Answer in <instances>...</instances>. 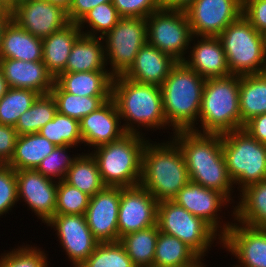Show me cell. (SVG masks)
Here are the masks:
<instances>
[{"label":"cell","instance_id":"1","mask_svg":"<svg viewBox=\"0 0 266 267\" xmlns=\"http://www.w3.org/2000/svg\"><path fill=\"white\" fill-rule=\"evenodd\" d=\"M173 134L171 139L183 154L190 181L219 191L234 204V196H231L235 185L228 174L221 135L193 130H180Z\"/></svg>","mask_w":266,"mask_h":267},{"label":"cell","instance_id":"2","mask_svg":"<svg viewBox=\"0 0 266 267\" xmlns=\"http://www.w3.org/2000/svg\"><path fill=\"white\" fill-rule=\"evenodd\" d=\"M112 98L121 121H125L123 129L126 133L144 135L142 128L152 131L169 127L163 112L160 86L138 83L119 75L113 78Z\"/></svg>","mask_w":266,"mask_h":267},{"label":"cell","instance_id":"3","mask_svg":"<svg viewBox=\"0 0 266 267\" xmlns=\"http://www.w3.org/2000/svg\"><path fill=\"white\" fill-rule=\"evenodd\" d=\"M189 181L183 154L171 138L162 143L147 141L142 153V187L159 202L172 200Z\"/></svg>","mask_w":266,"mask_h":267},{"label":"cell","instance_id":"4","mask_svg":"<svg viewBox=\"0 0 266 267\" xmlns=\"http://www.w3.org/2000/svg\"><path fill=\"white\" fill-rule=\"evenodd\" d=\"M205 82L184 62H177L160 86L164 116L173 133L198 128Z\"/></svg>","mask_w":266,"mask_h":267},{"label":"cell","instance_id":"5","mask_svg":"<svg viewBox=\"0 0 266 267\" xmlns=\"http://www.w3.org/2000/svg\"><path fill=\"white\" fill-rule=\"evenodd\" d=\"M144 137L142 134L126 133L120 139L90 152L105 186L125 188L140 185L142 153L149 140Z\"/></svg>","mask_w":266,"mask_h":267},{"label":"cell","instance_id":"6","mask_svg":"<svg viewBox=\"0 0 266 267\" xmlns=\"http://www.w3.org/2000/svg\"><path fill=\"white\" fill-rule=\"evenodd\" d=\"M239 88L238 75L206 79L198 120L200 130L193 131L222 135L241 129Z\"/></svg>","mask_w":266,"mask_h":267},{"label":"cell","instance_id":"7","mask_svg":"<svg viewBox=\"0 0 266 267\" xmlns=\"http://www.w3.org/2000/svg\"><path fill=\"white\" fill-rule=\"evenodd\" d=\"M221 139L228 174L239 191L266 180V144L243 128L224 133Z\"/></svg>","mask_w":266,"mask_h":267},{"label":"cell","instance_id":"8","mask_svg":"<svg viewBox=\"0 0 266 267\" xmlns=\"http://www.w3.org/2000/svg\"><path fill=\"white\" fill-rule=\"evenodd\" d=\"M232 75L244 76L266 72L262 33L241 15L219 36Z\"/></svg>","mask_w":266,"mask_h":267},{"label":"cell","instance_id":"9","mask_svg":"<svg viewBox=\"0 0 266 267\" xmlns=\"http://www.w3.org/2000/svg\"><path fill=\"white\" fill-rule=\"evenodd\" d=\"M157 225L160 232L177 237L202 260L210 251L215 239L219 240L217 244L220 242V247H222L221 236L209 224L173 200L158 202Z\"/></svg>","mask_w":266,"mask_h":267},{"label":"cell","instance_id":"10","mask_svg":"<svg viewBox=\"0 0 266 267\" xmlns=\"http://www.w3.org/2000/svg\"><path fill=\"white\" fill-rule=\"evenodd\" d=\"M146 20L147 43L169 54L176 61L183 62L189 52L193 37L186 12L159 9Z\"/></svg>","mask_w":266,"mask_h":267},{"label":"cell","instance_id":"11","mask_svg":"<svg viewBox=\"0 0 266 267\" xmlns=\"http://www.w3.org/2000/svg\"><path fill=\"white\" fill-rule=\"evenodd\" d=\"M102 40L106 64L115 77L123 75L133 64L137 53L147 43L146 18H120Z\"/></svg>","mask_w":266,"mask_h":267},{"label":"cell","instance_id":"12","mask_svg":"<svg viewBox=\"0 0 266 267\" xmlns=\"http://www.w3.org/2000/svg\"><path fill=\"white\" fill-rule=\"evenodd\" d=\"M242 10L243 0H195L185 12L193 36L218 37Z\"/></svg>","mask_w":266,"mask_h":267},{"label":"cell","instance_id":"13","mask_svg":"<svg viewBox=\"0 0 266 267\" xmlns=\"http://www.w3.org/2000/svg\"><path fill=\"white\" fill-rule=\"evenodd\" d=\"M196 217L209 224L221 238L229 230L233 222H220L222 207L229 206L232 202L217 190L209 189L189 181L172 199ZM220 211V213H218ZM218 213V214H217Z\"/></svg>","mask_w":266,"mask_h":267},{"label":"cell","instance_id":"14","mask_svg":"<svg viewBox=\"0 0 266 267\" xmlns=\"http://www.w3.org/2000/svg\"><path fill=\"white\" fill-rule=\"evenodd\" d=\"M158 201L141 185L120 187L118 241L124 235L157 225Z\"/></svg>","mask_w":266,"mask_h":267},{"label":"cell","instance_id":"15","mask_svg":"<svg viewBox=\"0 0 266 267\" xmlns=\"http://www.w3.org/2000/svg\"><path fill=\"white\" fill-rule=\"evenodd\" d=\"M46 225L56 231L55 234L72 265H81L98 244L88 227L85 215L55 214Z\"/></svg>","mask_w":266,"mask_h":267},{"label":"cell","instance_id":"16","mask_svg":"<svg viewBox=\"0 0 266 267\" xmlns=\"http://www.w3.org/2000/svg\"><path fill=\"white\" fill-rule=\"evenodd\" d=\"M120 187L105 186L90 197L85 212L86 222L98 243L118 241Z\"/></svg>","mask_w":266,"mask_h":267},{"label":"cell","instance_id":"17","mask_svg":"<svg viewBox=\"0 0 266 267\" xmlns=\"http://www.w3.org/2000/svg\"><path fill=\"white\" fill-rule=\"evenodd\" d=\"M233 222L222 237V248L238 259L234 267H266V229Z\"/></svg>","mask_w":266,"mask_h":267},{"label":"cell","instance_id":"18","mask_svg":"<svg viewBox=\"0 0 266 267\" xmlns=\"http://www.w3.org/2000/svg\"><path fill=\"white\" fill-rule=\"evenodd\" d=\"M18 201L21 199L29 210L45 224L54 215L58 182L46 178L35 169L15 170Z\"/></svg>","mask_w":266,"mask_h":267},{"label":"cell","instance_id":"19","mask_svg":"<svg viewBox=\"0 0 266 267\" xmlns=\"http://www.w3.org/2000/svg\"><path fill=\"white\" fill-rule=\"evenodd\" d=\"M12 20L31 35L45 38L70 23L67 11L45 0H31L12 10Z\"/></svg>","mask_w":266,"mask_h":267},{"label":"cell","instance_id":"20","mask_svg":"<svg viewBox=\"0 0 266 267\" xmlns=\"http://www.w3.org/2000/svg\"><path fill=\"white\" fill-rule=\"evenodd\" d=\"M113 98L80 120V133L85 146L91 150L120 139L126 132ZM87 144V145H86Z\"/></svg>","mask_w":266,"mask_h":267},{"label":"cell","instance_id":"21","mask_svg":"<svg viewBox=\"0 0 266 267\" xmlns=\"http://www.w3.org/2000/svg\"><path fill=\"white\" fill-rule=\"evenodd\" d=\"M191 43L193 46L189 47L190 53L187 55L189 58L186 56L183 61L190 69L204 79L232 75L219 37L200 36L199 39V36H193Z\"/></svg>","mask_w":266,"mask_h":267},{"label":"cell","instance_id":"22","mask_svg":"<svg viewBox=\"0 0 266 267\" xmlns=\"http://www.w3.org/2000/svg\"><path fill=\"white\" fill-rule=\"evenodd\" d=\"M0 68L9 88L30 89L43 95L50 93L55 83L43 61L0 58Z\"/></svg>","mask_w":266,"mask_h":267},{"label":"cell","instance_id":"23","mask_svg":"<svg viewBox=\"0 0 266 267\" xmlns=\"http://www.w3.org/2000/svg\"><path fill=\"white\" fill-rule=\"evenodd\" d=\"M177 62L169 54L146 43L123 76L138 83L161 86Z\"/></svg>","mask_w":266,"mask_h":267},{"label":"cell","instance_id":"24","mask_svg":"<svg viewBox=\"0 0 266 267\" xmlns=\"http://www.w3.org/2000/svg\"><path fill=\"white\" fill-rule=\"evenodd\" d=\"M0 58L33 62L42 61V38L31 35L11 20L2 36Z\"/></svg>","mask_w":266,"mask_h":267},{"label":"cell","instance_id":"25","mask_svg":"<svg viewBox=\"0 0 266 267\" xmlns=\"http://www.w3.org/2000/svg\"><path fill=\"white\" fill-rule=\"evenodd\" d=\"M114 76L109 71L62 72L55 83L63 90L74 95L112 96Z\"/></svg>","mask_w":266,"mask_h":267},{"label":"cell","instance_id":"26","mask_svg":"<svg viewBox=\"0 0 266 267\" xmlns=\"http://www.w3.org/2000/svg\"><path fill=\"white\" fill-rule=\"evenodd\" d=\"M81 34L82 31L77 23L70 22L64 28L42 39V61L54 78L65 70L72 46Z\"/></svg>","mask_w":266,"mask_h":267},{"label":"cell","instance_id":"27","mask_svg":"<svg viewBox=\"0 0 266 267\" xmlns=\"http://www.w3.org/2000/svg\"><path fill=\"white\" fill-rule=\"evenodd\" d=\"M102 37L81 34L72 46L63 72L109 71Z\"/></svg>","mask_w":266,"mask_h":267},{"label":"cell","instance_id":"28","mask_svg":"<svg viewBox=\"0 0 266 267\" xmlns=\"http://www.w3.org/2000/svg\"><path fill=\"white\" fill-rule=\"evenodd\" d=\"M239 194L240 201L231 214L234 220L266 229V180L248 185Z\"/></svg>","mask_w":266,"mask_h":267},{"label":"cell","instance_id":"29","mask_svg":"<svg viewBox=\"0 0 266 267\" xmlns=\"http://www.w3.org/2000/svg\"><path fill=\"white\" fill-rule=\"evenodd\" d=\"M202 260L188 245L159 231L153 267H200Z\"/></svg>","mask_w":266,"mask_h":267},{"label":"cell","instance_id":"30","mask_svg":"<svg viewBox=\"0 0 266 267\" xmlns=\"http://www.w3.org/2000/svg\"><path fill=\"white\" fill-rule=\"evenodd\" d=\"M241 129L255 116L266 113V72L240 76Z\"/></svg>","mask_w":266,"mask_h":267},{"label":"cell","instance_id":"31","mask_svg":"<svg viewBox=\"0 0 266 267\" xmlns=\"http://www.w3.org/2000/svg\"><path fill=\"white\" fill-rule=\"evenodd\" d=\"M56 145L39 133L18 135L13 156L7 165L14 170L36 169Z\"/></svg>","mask_w":266,"mask_h":267},{"label":"cell","instance_id":"32","mask_svg":"<svg viewBox=\"0 0 266 267\" xmlns=\"http://www.w3.org/2000/svg\"><path fill=\"white\" fill-rule=\"evenodd\" d=\"M158 235V225H154L128 233L121 237L119 242L124 246L135 267H153Z\"/></svg>","mask_w":266,"mask_h":267},{"label":"cell","instance_id":"33","mask_svg":"<svg viewBox=\"0 0 266 267\" xmlns=\"http://www.w3.org/2000/svg\"><path fill=\"white\" fill-rule=\"evenodd\" d=\"M64 180L90 197L105 187L100 176L98 164L90 152H82L77 156L72 166L68 169Z\"/></svg>","mask_w":266,"mask_h":267},{"label":"cell","instance_id":"34","mask_svg":"<svg viewBox=\"0 0 266 267\" xmlns=\"http://www.w3.org/2000/svg\"><path fill=\"white\" fill-rule=\"evenodd\" d=\"M55 99L57 112L80 121L101 107L112 96H83L63 91L56 83L50 91Z\"/></svg>","mask_w":266,"mask_h":267},{"label":"cell","instance_id":"35","mask_svg":"<svg viewBox=\"0 0 266 267\" xmlns=\"http://www.w3.org/2000/svg\"><path fill=\"white\" fill-rule=\"evenodd\" d=\"M56 113L57 106L51 93L39 95L31 108L19 117L14 128L18 135L38 133Z\"/></svg>","mask_w":266,"mask_h":267},{"label":"cell","instance_id":"36","mask_svg":"<svg viewBox=\"0 0 266 267\" xmlns=\"http://www.w3.org/2000/svg\"><path fill=\"white\" fill-rule=\"evenodd\" d=\"M38 133L56 146H79L83 143L80 121L58 112Z\"/></svg>","mask_w":266,"mask_h":267},{"label":"cell","instance_id":"37","mask_svg":"<svg viewBox=\"0 0 266 267\" xmlns=\"http://www.w3.org/2000/svg\"><path fill=\"white\" fill-rule=\"evenodd\" d=\"M40 94L23 88H9L0 100V124L15 127L19 117L31 108Z\"/></svg>","mask_w":266,"mask_h":267},{"label":"cell","instance_id":"38","mask_svg":"<svg viewBox=\"0 0 266 267\" xmlns=\"http://www.w3.org/2000/svg\"><path fill=\"white\" fill-rule=\"evenodd\" d=\"M120 18L121 17L118 14L117 9L113 6V3L107 2L102 3L96 6L94 9L90 10L77 23V25L84 35L103 37L106 33L111 31L116 26ZM85 27H89L90 30L86 31L84 29Z\"/></svg>","mask_w":266,"mask_h":267},{"label":"cell","instance_id":"39","mask_svg":"<svg viewBox=\"0 0 266 267\" xmlns=\"http://www.w3.org/2000/svg\"><path fill=\"white\" fill-rule=\"evenodd\" d=\"M82 267H135L124 246L119 242L98 243Z\"/></svg>","mask_w":266,"mask_h":267},{"label":"cell","instance_id":"40","mask_svg":"<svg viewBox=\"0 0 266 267\" xmlns=\"http://www.w3.org/2000/svg\"><path fill=\"white\" fill-rule=\"evenodd\" d=\"M75 146H56V148L46 156L38 167L35 169L37 172L41 173L46 178L52 179L57 182L65 179L68 169L72 166L73 161L79 156L70 155V148ZM73 156V157H71Z\"/></svg>","mask_w":266,"mask_h":267},{"label":"cell","instance_id":"41","mask_svg":"<svg viewBox=\"0 0 266 267\" xmlns=\"http://www.w3.org/2000/svg\"><path fill=\"white\" fill-rule=\"evenodd\" d=\"M90 196L65 180L57 185L55 214L85 215Z\"/></svg>","mask_w":266,"mask_h":267},{"label":"cell","instance_id":"42","mask_svg":"<svg viewBox=\"0 0 266 267\" xmlns=\"http://www.w3.org/2000/svg\"><path fill=\"white\" fill-rule=\"evenodd\" d=\"M38 246L22 245L0 255V267H48L47 254ZM12 250V251H11Z\"/></svg>","mask_w":266,"mask_h":267},{"label":"cell","instance_id":"43","mask_svg":"<svg viewBox=\"0 0 266 267\" xmlns=\"http://www.w3.org/2000/svg\"><path fill=\"white\" fill-rule=\"evenodd\" d=\"M18 202L17 178L15 170L7 165L0 164V217L9 213Z\"/></svg>","mask_w":266,"mask_h":267},{"label":"cell","instance_id":"44","mask_svg":"<svg viewBox=\"0 0 266 267\" xmlns=\"http://www.w3.org/2000/svg\"><path fill=\"white\" fill-rule=\"evenodd\" d=\"M121 18H147L161 9L158 0H112Z\"/></svg>","mask_w":266,"mask_h":267},{"label":"cell","instance_id":"45","mask_svg":"<svg viewBox=\"0 0 266 267\" xmlns=\"http://www.w3.org/2000/svg\"><path fill=\"white\" fill-rule=\"evenodd\" d=\"M242 15L258 32L266 31V0H243Z\"/></svg>","mask_w":266,"mask_h":267},{"label":"cell","instance_id":"46","mask_svg":"<svg viewBox=\"0 0 266 267\" xmlns=\"http://www.w3.org/2000/svg\"><path fill=\"white\" fill-rule=\"evenodd\" d=\"M18 133L13 126L0 124V164H7L14 153Z\"/></svg>","mask_w":266,"mask_h":267},{"label":"cell","instance_id":"47","mask_svg":"<svg viewBox=\"0 0 266 267\" xmlns=\"http://www.w3.org/2000/svg\"><path fill=\"white\" fill-rule=\"evenodd\" d=\"M107 2H112V0H72L67 11L68 19L72 23H78L90 10Z\"/></svg>","mask_w":266,"mask_h":267},{"label":"cell","instance_id":"48","mask_svg":"<svg viewBox=\"0 0 266 267\" xmlns=\"http://www.w3.org/2000/svg\"><path fill=\"white\" fill-rule=\"evenodd\" d=\"M243 129L260 143L266 144V113L249 120Z\"/></svg>","mask_w":266,"mask_h":267},{"label":"cell","instance_id":"49","mask_svg":"<svg viewBox=\"0 0 266 267\" xmlns=\"http://www.w3.org/2000/svg\"><path fill=\"white\" fill-rule=\"evenodd\" d=\"M195 0H158L161 9L186 10Z\"/></svg>","mask_w":266,"mask_h":267},{"label":"cell","instance_id":"50","mask_svg":"<svg viewBox=\"0 0 266 267\" xmlns=\"http://www.w3.org/2000/svg\"><path fill=\"white\" fill-rule=\"evenodd\" d=\"M11 20H12V11L0 7V46L4 30Z\"/></svg>","mask_w":266,"mask_h":267},{"label":"cell","instance_id":"51","mask_svg":"<svg viewBox=\"0 0 266 267\" xmlns=\"http://www.w3.org/2000/svg\"><path fill=\"white\" fill-rule=\"evenodd\" d=\"M9 89L7 80L4 78L2 70L0 68V100L5 96Z\"/></svg>","mask_w":266,"mask_h":267},{"label":"cell","instance_id":"52","mask_svg":"<svg viewBox=\"0 0 266 267\" xmlns=\"http://www.w3.org/2000/svg\"><path fill=\"white\" fill-rule=\"evenodd\" d=\"M45 1H47L48 3L54 4V5L60 6L66 11L69 10V7L72 3V0H45Z\"/></svg>","mask_w":266,"mask_h":267},{"label":"cell","instance_id":"53","mask_svg":"<svg viewBox=\"0 0 266 267\" xmlns=\"http://www.w3.org/2000/svg\"><path fill=\"white\" fill-rule=\"evenodd\" d=\"M0 7L13 10V0H0Z\"/></svg>","mask_w":266,"mask_h":267},{"label":"cell","instance_id":"54","mask_svg":"<svg viewBox=\"0 0 266 267\" xmlns=\"http://www.w3.org/2000/svg\"><path fill=\"white\" fill-rule=\"evenodd\" d=\"M28 1H31V0H13V9L17 7L19 4H22Z\"/></svg>","mask_w":266,"mask_h":267},{"label":"cell","instance_id":"55","mask_svg":"<svg viewBox=\"0 0 266 267\" xmlns=\"http://www.w3.org/2000/svg\"><path fill=\"white\" fill-rule=\"evenodd\" d=\"M262 37H263L264 53H265V57H266V31H264L262 33Z\"/></svg>","mask_w":266,"mask_h":267},{"label":"cell","instance_id":"56","mask_svg":"<svg viewBox=\"0 0 266 267\" xmlns=\"http://www.w3.org/2000/svg\"><path fill=\"white\" fill-rule=\"evenodd\" d=\"M72 267H82V265H73Z\"/></svg>","mask_w":266,"mask_h":267},{"label":"cell","instance_id":"57","mask_svg":"<svg viewBox=\"0 0 266 267\" xmlns=\"http://www.w3.org/2000/svg\"><path fill=\"white\" fill-rule=\"evenodd\" d=\"M206 266H207V265H204V263L202 262L200 267H206Z\"/></svg>","mask_w":266,"mask_h":267}]
</instances>
